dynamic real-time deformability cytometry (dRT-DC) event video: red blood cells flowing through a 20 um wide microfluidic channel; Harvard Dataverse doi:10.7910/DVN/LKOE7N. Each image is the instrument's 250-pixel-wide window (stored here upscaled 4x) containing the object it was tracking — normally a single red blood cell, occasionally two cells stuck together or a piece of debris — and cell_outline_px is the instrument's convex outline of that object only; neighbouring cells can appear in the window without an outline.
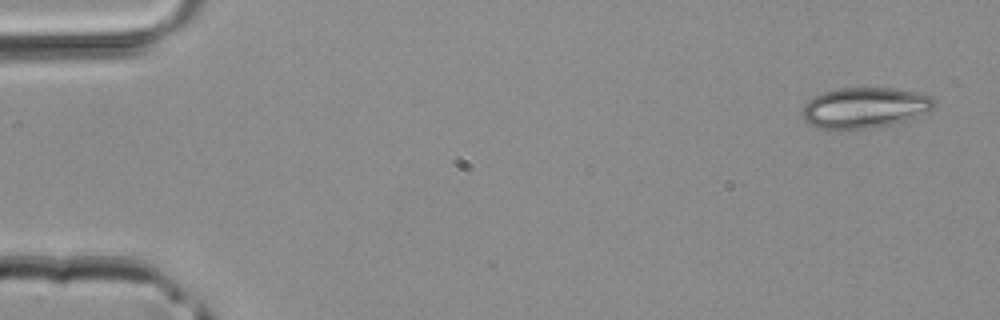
{"species": "common noctule bat (a hibernating species)", "species_latin": "Nyctalus noctula", "temperature_condition": "room temperature", "stored_images_in_passage": 4, "camera_frame_rate_fps": 3000, "um_per_image_px": 0.085, "animal": {"sex": "male", "body_mass_g": 20.4}, "frame": {"image": 1, "passage_image": 1, "time_ms": 0.0, "image_size_px": [1000, 320], "cell_outline_px": [[936, 104], [928, 112], [908, 120], [892, 124], [872, 128], [820, 128], [804, 120], [800, 112], [804, 104], [812, 96], [824, 92], [840, 88], [892, 88], [916, 92], [932, 96], [936, 100]], "centroid_in_image_um": [73.51, 9.14], "position_along_channel_um": 11.5, "area_um2": 31.27}}
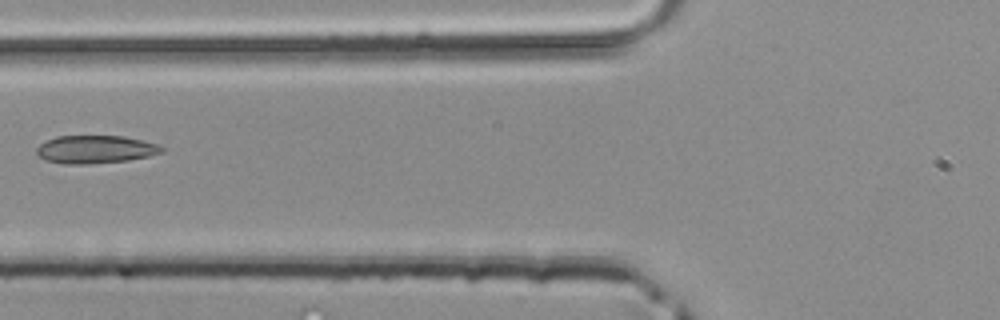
{"frame": {"image": 2, "passage_image": 4, "time_ms": 1.0, "image_size_px": [1000, 320], "cell_outline_px": [[164, 152], [148, 156], [128, 160], [88, 164], [64, 164], [44, 160], [36, 152], [36, 148], [44, 140], [56, 136], [124, 136], [156, 144], [164, 148]], "centroid_in_image_um": [8.06, 12.7], "position_along_channel_um": 117.7, "area_um2": 20.4}}